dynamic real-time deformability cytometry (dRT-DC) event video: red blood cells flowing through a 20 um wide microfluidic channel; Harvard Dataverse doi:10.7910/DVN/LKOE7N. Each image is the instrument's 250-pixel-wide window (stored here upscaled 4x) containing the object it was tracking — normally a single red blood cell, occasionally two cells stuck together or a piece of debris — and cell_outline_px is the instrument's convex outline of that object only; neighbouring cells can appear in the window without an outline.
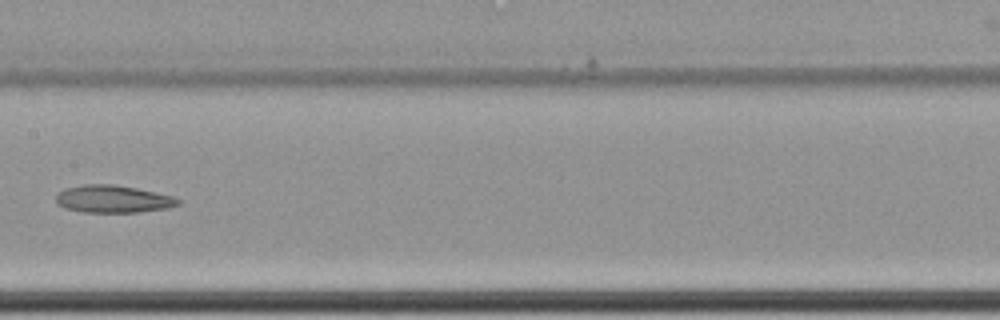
{"species": "common noctule bat (a hibernating species)", "species_latin": "Nyctalus noctula", "temperature_condition": "cold", "stored_images_in_passage": 13, "camera_frame_rate_fps": 3000, "um_per_image_px": 0.085, "animal": {"sex": "female", "body_mass_g": 22.7, "forearm_length_mm": 54.2}, "frame": {"image": 1, "passage_image": 10, "time_ms": 3.0, "image_size_px": [1000, 320], "cell_outline_px": [[180, 204], [168, 208], [136, 212], [84, 212], [64, 208], [56, 204], [56, 196], [64, 188], [84, 184], [112, 184], [136, 188], [172, 196], [180, 200]], "centroid_in_image_um": [9.57, 16.91], "position_along_channel_um": 197.8, "area_um2": 19.48}}
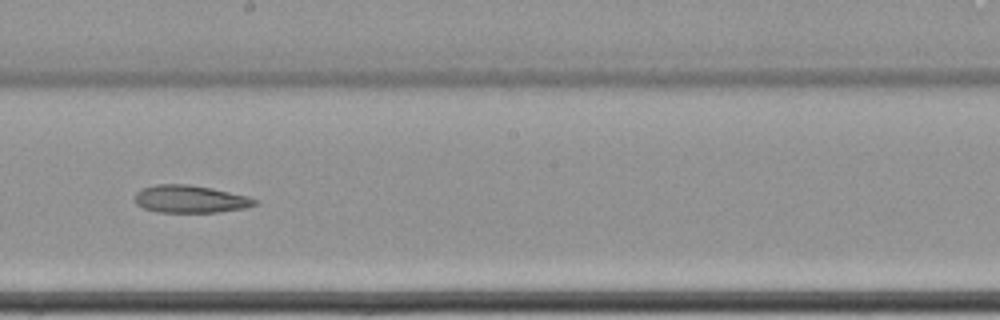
{"frame": {"image": 2, "passage_image": 11, "time_ms": 3.333, "image_size_px": [1000, 320], "cell_outline_px": [[256, 204], [244, 208], [216, 212], [156, 212], [144, 208], [136, 204], [136, 192], [144, 188], [156, 184], [188, 184], [212, 188], [248, 196], [256, 200]], "centroid_in_image_um": [16.15, 16.92], "position_along_channel_um": 232.0, "area_um2": 19.07}}
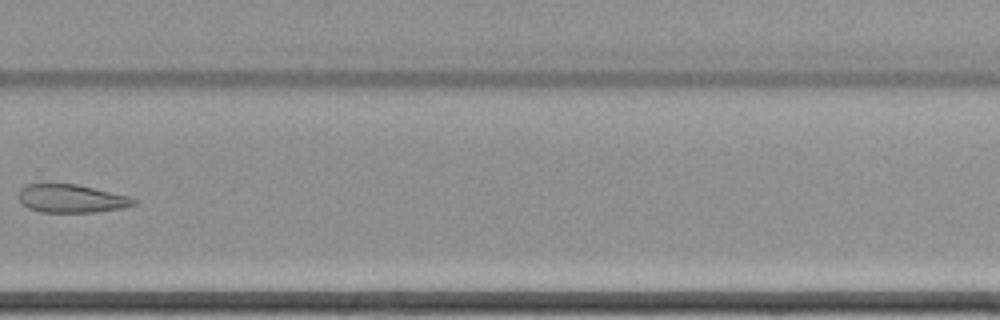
{"frame": {"image": 3, "passage_image": 13, "time_ms": 4.0, "image_size_px": [1000, 320], "cell_outline_px": [[136, 204], [124, 208], [96, 212], [40, 212], [28, 208], [20, 204], [16, 196], [20, 188], [24, 184], [76, 184], [128, 196], [136, 200]], "centroid_in_image_um": [5.99, 16.88], "position_along_channel_um": 323.8, "area_um2": 19.13}}